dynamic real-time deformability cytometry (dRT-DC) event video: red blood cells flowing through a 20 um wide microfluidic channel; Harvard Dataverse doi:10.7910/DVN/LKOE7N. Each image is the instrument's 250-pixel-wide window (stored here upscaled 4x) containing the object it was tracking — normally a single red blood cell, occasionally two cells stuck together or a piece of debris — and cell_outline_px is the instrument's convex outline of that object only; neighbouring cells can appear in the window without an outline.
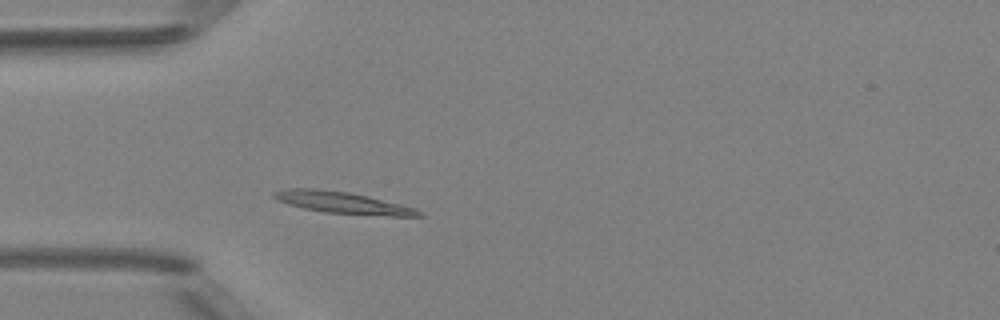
{"species": "Egyptian fruit bat (a non-hibernating species)", "species_latin": "Rousettus aegyptiacus", "temperature_condition": "room temperature", "stored_images_in_passage": 3, "camera_frame_rate_fps": 3000, "um_per_image_px": 0.085, "animal": {"sex": "female"}, "frame": {"image": 1, "passage_image": 3, "time_ms": 2.0, "image_size_px": [1000, 320], "cell_outline_px": [[424, 216], [388, 216], [324, 212], [304, 208], [288, 204], [276, 200], [272, 196], [272, 192], [288, 188], [316, 188], [348, 192], [368, 196], [416, 208], [424, 212]], "centroid_in_image_um": [29.13, 17.22], "position_along_channel_um": 55.9, "area_um2": 18.38}}